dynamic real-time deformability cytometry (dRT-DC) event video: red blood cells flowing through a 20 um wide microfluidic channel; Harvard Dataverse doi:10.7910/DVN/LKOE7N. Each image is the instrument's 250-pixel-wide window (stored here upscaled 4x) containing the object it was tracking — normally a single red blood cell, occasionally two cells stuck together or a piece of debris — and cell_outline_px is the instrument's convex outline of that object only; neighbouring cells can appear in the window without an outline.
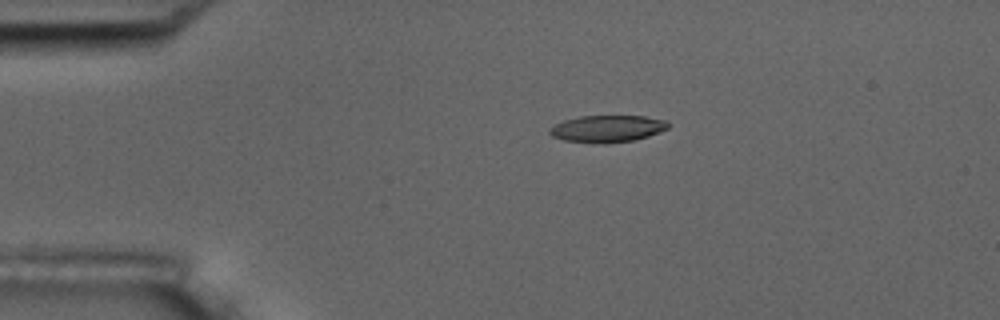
{"species": "common noctule bat (a hibernating species)", "species_latin": "Nyctalus noctula", "temperature_condition": "room temperature", "stored_images_in_passage": 3, "camera_frame_rate_fps": 3000, "um_per_image_px": 0.085, "animal": {"sex": "male", "body_mass_g": 17.5, "forearm_length_mm": 52.3}, "frame": {"image": 1, "passage_image": 1, "time_ms": 0.0, "image_size_px": [1000, 320], "cell_outline_px": [[668, 128], [648, 136], [632, 140], [604, 144], [564, 140], [552, 136], [548, 132], [548, 128], [564, 120], [580, 116], [644, 116], [664, 120], [668, 124]], "centroid_in_image_um": [51.58, 10.94], "position_along_channel_um": 33.4, "area_um2": 18.44}}
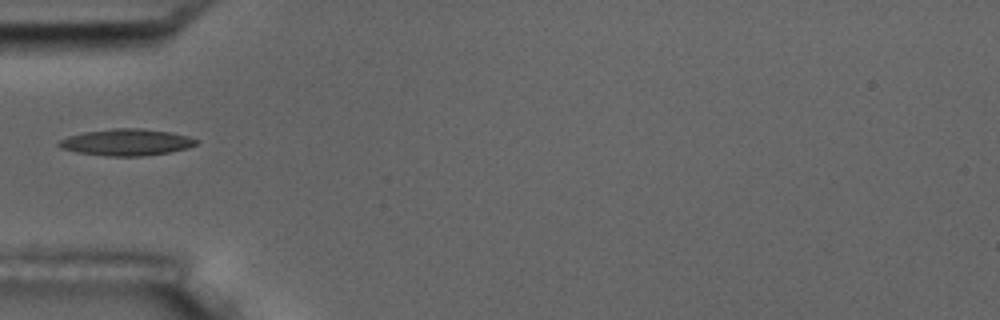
{"frame": {"image": 2, "passage_image": 3, "time_ms": 2.333, "image_size_px": [1000, 320], "cell_outline_px": [[200, 140], [196, 144], [188, 148], [168, 152], [144, 156], [108, 156], [76, 152], [60, 148], [56, 144], [60, 140], [68, 136], [84, 132], [112, 128], [144, 128], [168, 132], [188, 136]], "centroid_in_image_um": [10.74, 12.09], "position_along_channel_um": 74.3, "area_um2": 21.33}}